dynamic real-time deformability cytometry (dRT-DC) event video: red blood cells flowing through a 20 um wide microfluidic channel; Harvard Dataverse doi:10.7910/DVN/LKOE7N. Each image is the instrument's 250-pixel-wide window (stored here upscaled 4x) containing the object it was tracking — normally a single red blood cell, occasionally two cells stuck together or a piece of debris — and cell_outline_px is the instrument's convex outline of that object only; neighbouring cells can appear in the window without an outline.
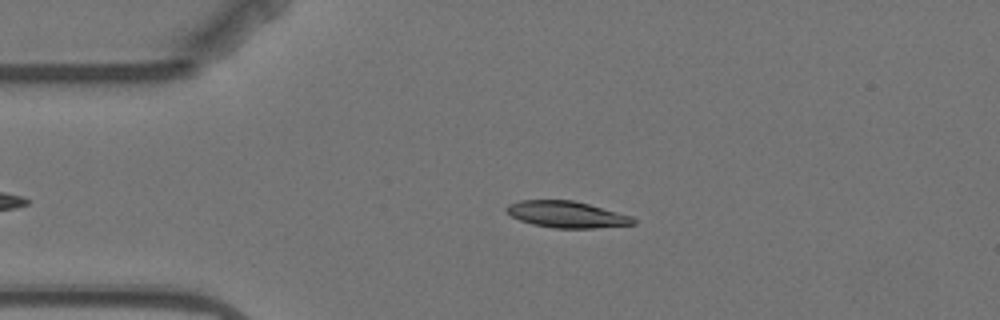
{"species": "Egyptian fruit bat (a non-hibernating species)", "species_latin": "Rousettus aegyptiacus", "temperature_condition": "warm", "stored_images_in_passage": 5, "camera_frame_rate_fps": 3000, "um_per_image_px": 0.085, "animal": {"sex": "female"}, "frame": {"image": 1, "passage_image": 4, "time_ms": 3.333, "image_size_px": [1000, 320], "cell_outline_px": [[636, 224], [592, 228], [552, 228], [532, 224], [520, 220], [504, 212], [504, 208], [508, 204], [520, 200], [572, 200], [588, 204], [632, 216], [636, 220]], "centroid_in_image_um": [48.13, 18.23], "position_along_channel_um": 36.9, "area_um2": 19.59}}